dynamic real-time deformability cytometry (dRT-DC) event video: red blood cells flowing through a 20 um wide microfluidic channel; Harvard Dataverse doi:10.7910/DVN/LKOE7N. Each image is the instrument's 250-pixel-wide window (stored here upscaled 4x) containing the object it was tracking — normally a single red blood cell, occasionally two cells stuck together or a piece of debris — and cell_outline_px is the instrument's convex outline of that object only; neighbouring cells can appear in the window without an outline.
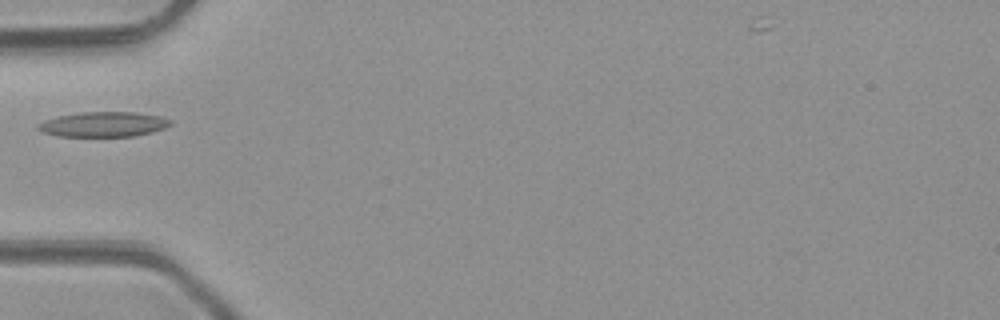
{"species": "common noctule bat (a hibernating species)", "species_latin": "Nyctalus noctula", "temperature_condition": "room temperature", "stored_images_in_passage": 3, "camera_frame_rate_fps": 3000, "um_per_image_px": 0.085, "animal": {"sex": "male", "body_mass_g": 23.1, "forearm_length_mm": 52.7}, "frame": {"image": 1, "passage_image": 3, "time_ms": 2.333, "image_size_px": [1000, 320], "cell_outline_px": [[172, 124], [164, 128], [152, 132], [136, 136], [56, 136], [40, 132], [36, 128], [36, 124], [44, 120], [56, 116], [80, 112], [136, 112], [160, 116], [172, 120]], "centroid_in_image_um": [8.75, 10.56], "position_along_channel_um": 76.2, "area_um2": 19.54}}